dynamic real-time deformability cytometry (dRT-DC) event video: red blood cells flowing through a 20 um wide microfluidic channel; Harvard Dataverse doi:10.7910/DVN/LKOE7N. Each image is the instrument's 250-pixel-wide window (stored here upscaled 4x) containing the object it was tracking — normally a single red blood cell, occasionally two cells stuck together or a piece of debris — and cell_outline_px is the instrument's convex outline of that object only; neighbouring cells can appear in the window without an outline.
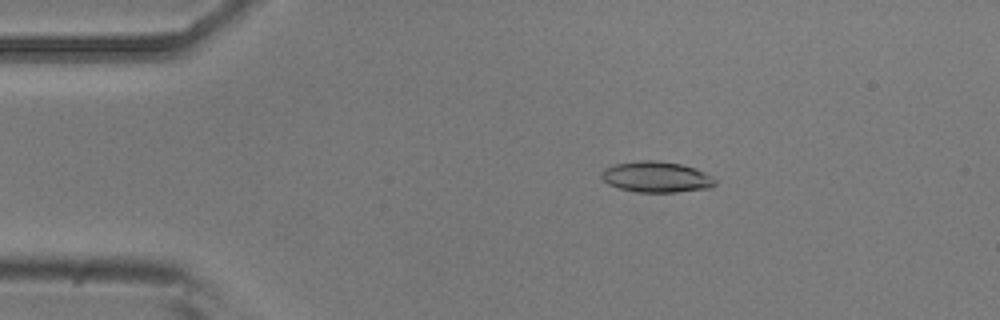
{"species": "common noctule bat (a hibernating species)", "species_latin": "Nyctalus noctula", "temperature_condition": "room temperature", "stored_images_in_passage": 3, "camera_frame_rate_fps": 3000, "um_per_image_px": 0.085, "animal": {"sex": "male", "body_mass_g": 20.5, "forearm_length_mm": 52.5}, "frame": {"image": 1, "passage_image": 2, "time_ms": 0.333, "image_size_px": [1000, 320], "cell_outline_px": [[716, 184], [712, 188], [676, 192], [636, 192], [620, 188], [608, 184], [600, 176], [600, 172], [604, 168], [616, 164], [640, 160], [656, 160], [680, 164], [696, 168], [712, 176], [716, 180]], "centroid_in_image_um": [55.81, 15.04], "position_along_channel_um": 29.2, "area_um2": 20.58}}